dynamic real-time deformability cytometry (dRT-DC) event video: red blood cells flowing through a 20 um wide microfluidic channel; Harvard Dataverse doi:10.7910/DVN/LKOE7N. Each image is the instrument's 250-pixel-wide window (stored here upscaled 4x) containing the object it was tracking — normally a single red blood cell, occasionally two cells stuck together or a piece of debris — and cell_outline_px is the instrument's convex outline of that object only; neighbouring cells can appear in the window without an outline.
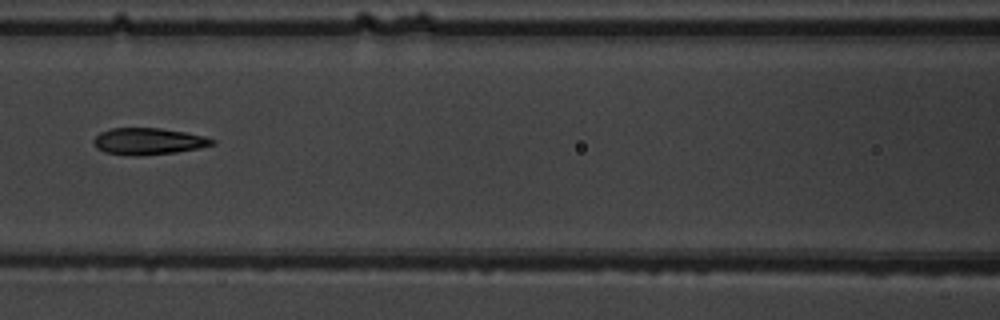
{"species": "common noctule bat (a hibernating species)", "species_latin": "Nyctalus noctula", "temperature_condition": "warm", "stored_images_in_passage": 7, "camera_frame_rate_fps": 3000, "um_per_image_px": 0.085, "animal": {"sex": "male", "body_mass_g": 19.5, "forearm_length_mm": 54.6}, "frame": {"image": 1, "passage_image": 7, "time_ms": 8.0, "image_size_px": [1000, 320], "cell_outline_px": [[216, 144], [200, 148], [176, 152], [140, 156], [104, 152], [96, 148], [92, 140], [100, 132], [112, 128], [160, 128], [184, 132], [204, 136], [216, 140]], "centroid_in_image_um": [12.62, 12.01], "position_along_channel_um": 154.0, "area_um2": 18.44}}